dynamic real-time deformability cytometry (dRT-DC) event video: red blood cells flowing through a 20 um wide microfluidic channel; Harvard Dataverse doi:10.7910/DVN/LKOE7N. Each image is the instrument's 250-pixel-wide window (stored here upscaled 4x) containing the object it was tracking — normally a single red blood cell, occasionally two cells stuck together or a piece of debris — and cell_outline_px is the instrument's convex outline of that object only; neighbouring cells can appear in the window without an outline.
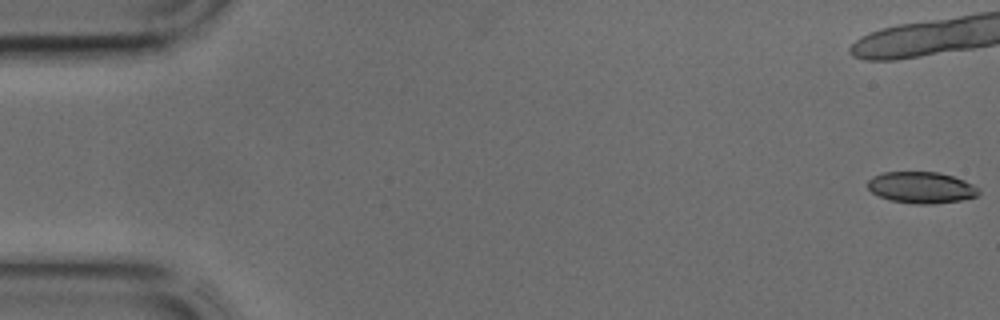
{"species": "common noctule bat (a hibernating species)", "species_latin": "Nyctalus noctula", "temperature_condition": "cold", "stored_images_in_passage": 17, "camera_frame_rate_fps": 3000, "um_per_image_px": 0.085, "animal": {"sex": "male", "body_mass_g": 17.9, "forearm_length_mm": 54.2}, "frame": {"image": 1, "passage_image": 1, "time_ms": 0.0, "image_size_px": [1000, 320], "cell_outline_px": [[980, 192], [976, 196], [960, 200], [932, 204], [916, 204], [892, 200], [880, 196], [872, 192], [868, 188], [868, 180], [872, 176], [884, 172], [936, 172], [952, 176], [964, 180], [980, 188]], "centroid_in_image_um": [78.32, 15.93], "position_along_channel_um": 6.7, "area_um2": 20.17}}